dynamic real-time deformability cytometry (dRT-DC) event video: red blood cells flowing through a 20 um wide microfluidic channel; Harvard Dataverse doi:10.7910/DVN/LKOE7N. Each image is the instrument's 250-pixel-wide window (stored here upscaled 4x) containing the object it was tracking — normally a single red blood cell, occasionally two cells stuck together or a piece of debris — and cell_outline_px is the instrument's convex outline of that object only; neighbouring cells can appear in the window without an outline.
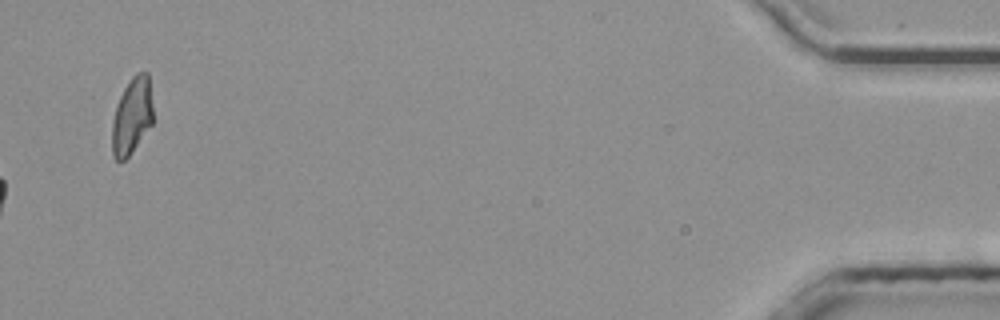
{"species": "common noctule bat (a hibernating species)", "species_latin": "Nyctalus noctula", "temperature_condition": "room temperature", "stored_images_in_passage": 54, "camera_frame_rate_fps": 3000, "um_per_image_px": 0.085, "animal": {"sex": "male", "body_mass_g": 20.4}, "frame": {"image": 1, "passage_image": 54, "time_ms": 17.667, "image_size_px": [1000, 320], "cell_outline_px": [[152, 124], [128, 156], [124, 160], [116, 160], [112, 156], [112, 124], [116, 104], [124, 88], [132, 76], [136, 72], [148, 72], [152, 104]], "centroid_in_image_um": [11.2, 9.84], "position_along_channel_um": 424.0, "area_um2": 18.15}}